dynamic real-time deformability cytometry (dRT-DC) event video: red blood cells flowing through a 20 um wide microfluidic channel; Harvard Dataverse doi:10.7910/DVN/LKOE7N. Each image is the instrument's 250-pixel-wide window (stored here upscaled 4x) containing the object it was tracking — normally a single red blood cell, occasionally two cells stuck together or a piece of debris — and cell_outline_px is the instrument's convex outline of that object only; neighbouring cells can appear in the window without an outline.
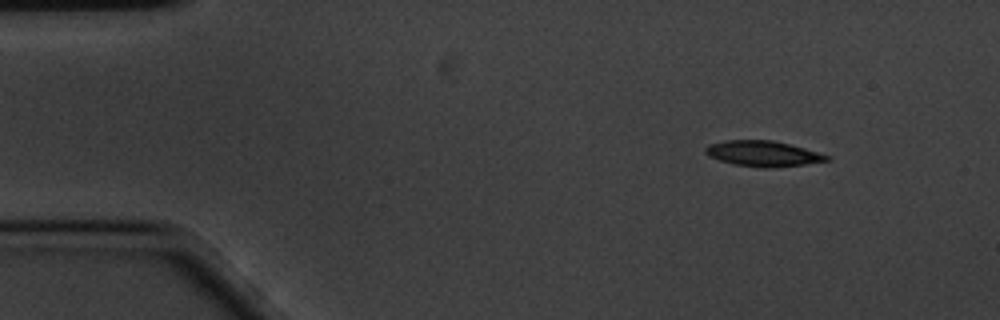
{"species": "common noctule bat (a hibernating species)", "species_latin": "Nyctalus noctula", "temperature_condition": "cold", "stored_images_in_passage": 52, "camera_frame_rate_fps": 3000, "um_per_image_px": 0.085, "animal": {"sex": "male", "body_mass_g": 20.1, "forearm_length_mm": 53.5}, "frame": {"image": 1, "passage_image": 1, "time_ms": 0.0, "image_size_px": [1000, 320], "cell_outline_px": [[832, 160], [804, 164], [772, 168], [764, 168], [736, 164], [720, 160], [708, 156], [704, 152], [704, 148], [708, 144], [724, 140], [772, 140], [804, 148], [832, 156]], "centroid_in_image_um": [64.86, 13.05], "position_along_channel_um": 20.1, "area_um2": 18.09}}
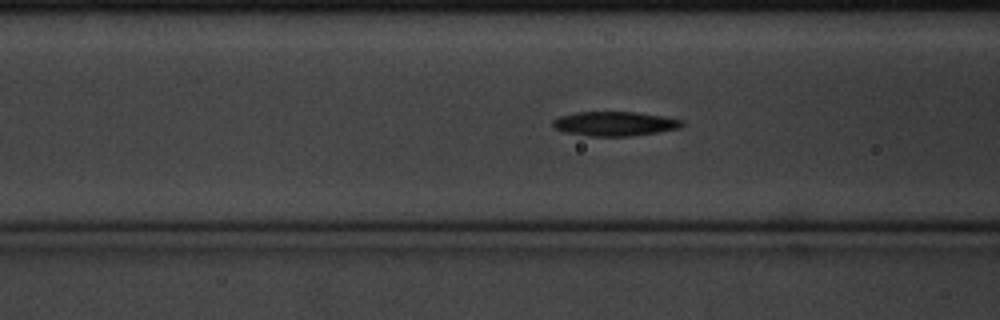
{"frame": {"image": 2, "passage_image": 16, "time_ms": 5.0, "image_size_px": [1000, 320], "cell_outline_px": [[684, 124], [680, 128], [656, 132], [628, 136], [588, 136], [568, 132], [556, 128], [552, 124], [552, 120], [560, 116], [576, 112], [636, 112], [664, 116], [680, 120]], "centroid_in_image_um": [52.25, 10.51], "position_along_channel_um": 114.4, "area_um2": 18.09}}
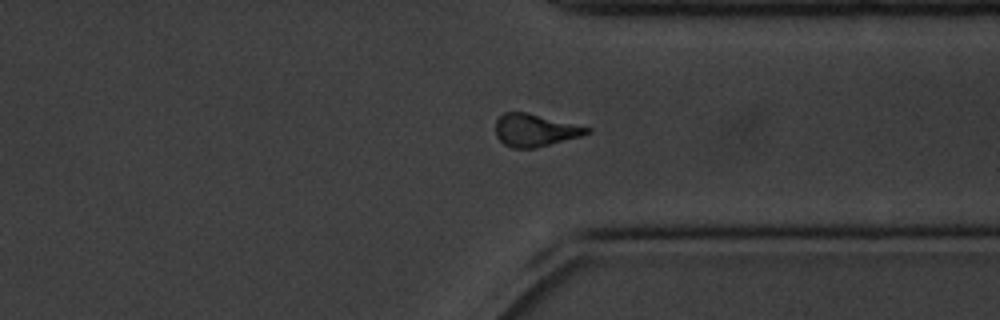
{"frame": {"image": 3, "passage_image": 38, "time_ms": 12.333, "image_size_px": [1000, 320], "cell_outline_px": [[592, 132], [580, 136], [532, 148], [512, 148], [504, 144], [496, 136], [496, 120], [504, 112], [524, 112], [592, 128]], "centroid_in_image_um": [45.45, 11.06], "position_along_channel_um": 365.9, "area_um2": 16.94}, "authors_computed_cell_mechanics": {"area_um2": 17.7446, "velocity_mm_per_s": 3.4372, "shape_relaxation_time_tau1_ms": 3.228, "shape_relaxation_time_tau2_ms": null, "deformation_change_tau1": 0.1266, "deformation_change_tau2": null}}